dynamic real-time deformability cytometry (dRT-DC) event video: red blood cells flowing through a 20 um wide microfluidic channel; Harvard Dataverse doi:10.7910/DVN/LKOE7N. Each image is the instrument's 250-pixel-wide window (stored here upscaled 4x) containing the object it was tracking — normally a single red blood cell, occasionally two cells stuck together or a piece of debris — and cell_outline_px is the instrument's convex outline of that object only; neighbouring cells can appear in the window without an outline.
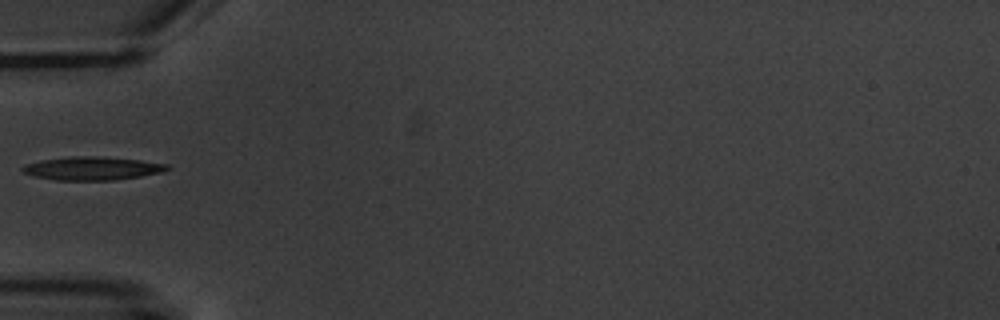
{"species": "common noctule bat (a hibernating species)", "species_latin": "Nyctalus noctula", "temperature_condition": "warm", "stored_images_in_passage": 6, "camera_frame_rate_fps": 3000, "um_per_image_px": 0.085, "animal": {"sex": "male", "body_mass_g": 20.1, "forearm_length_mm": 53.5}, "frame": {"image": 1, "passage_image": 6, "time_ms": 6.0, "image_size_px": [1000, 320], "cell_outline_px": [[172, 168], [160, 172], [140, 176], [112, 180], [56, 180], [32, 176], [24, 172], [20, 168], [24, 164], [40, 160], [72, 156], [104, 156], [140, 160], [168, 164]], "centroid_in_image_um": [7.81, 14.3], "position_along_channel_um": 77.2, "area_um2": 19.77}}